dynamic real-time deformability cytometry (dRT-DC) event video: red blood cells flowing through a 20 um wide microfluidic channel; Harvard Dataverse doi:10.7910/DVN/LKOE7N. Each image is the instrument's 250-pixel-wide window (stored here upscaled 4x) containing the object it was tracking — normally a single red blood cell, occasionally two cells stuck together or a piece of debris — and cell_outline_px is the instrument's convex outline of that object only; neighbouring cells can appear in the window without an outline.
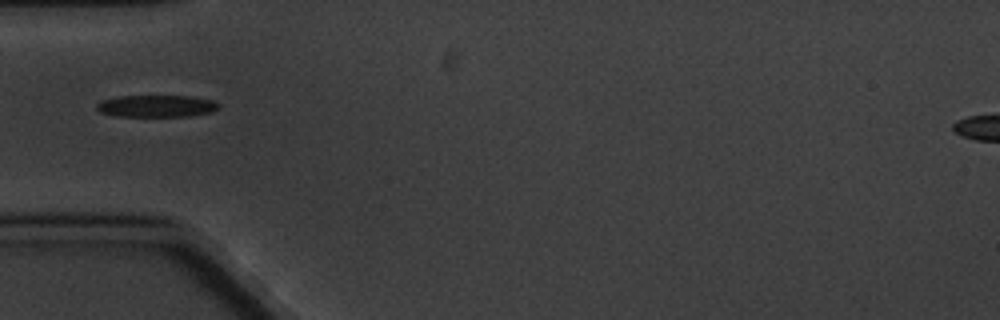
{"species": "common noctule bat (a hibernating species)", "species_latin": "Nyctalus noctula", "temperature_condition": "cold", "stored_images_in_passage": 4, "camera_frame_rate_fps": 3000, "um_per_image_px": 0.085, "animal": {"sex": "male", "body_mass_g": 20.1, "forearm_length_mm": 53.5}, "frame": {"image": 1, "passage_image": 1, "time_ms": 0.0, "image_size_px": [1000, 320], "cell_outline_px": [[220, 108], [212, 112], [188, 116], [116, 116], [100, 112], [96, 108], [96, 104], [100, 100], [120, 96], [192, 96], [212, 100], [220, 104]], "centroid_in_image_um": [13.31, 9.01], "position_along_channel_um": 71.7, "area_um2": 15.72}}